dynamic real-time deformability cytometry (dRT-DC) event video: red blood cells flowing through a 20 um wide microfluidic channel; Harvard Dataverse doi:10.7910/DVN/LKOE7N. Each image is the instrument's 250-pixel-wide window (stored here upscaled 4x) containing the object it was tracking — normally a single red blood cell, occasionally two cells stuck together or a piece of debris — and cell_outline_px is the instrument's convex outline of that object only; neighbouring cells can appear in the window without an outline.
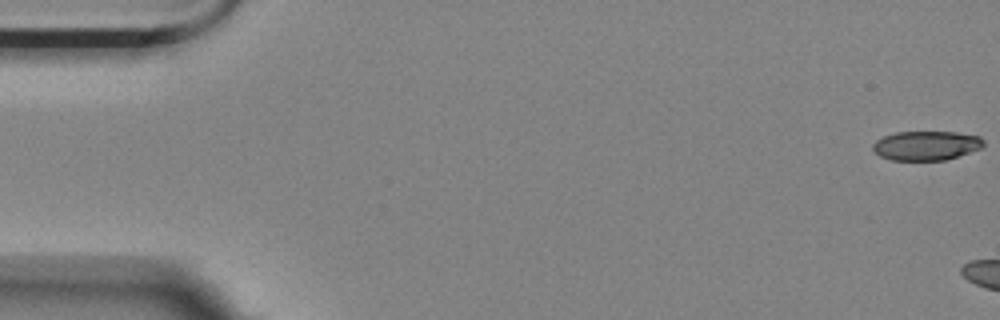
{"species": "Egyptian fruit bat (a non-hibernating species)", "species_latin": "Rousettus aegyptiacus", "temperature_condition": "room temperature", "stored_images_in_passage": 6, "camera_frame_rate_fps": 3000, "um_per_image_px": 0.085, "animal": {"sex": "female"}, "frame": {"image": 1, "passage_image": 1, "time_ms": 0.0, "image_size_px": [1000, 320], "cell_outline_px": [[984, 144], [980, 148], [944, 160], [892, 160], [880, 156], [872, 148], [872, 144], [876, 140], [884, 136], [896, 132], [956, 132], [980, 136], [984, 140]], "centroid_in_image_um": [78.71, 12.36], "position_along_channel_um": 6.3, "area_um2": 18.73}}